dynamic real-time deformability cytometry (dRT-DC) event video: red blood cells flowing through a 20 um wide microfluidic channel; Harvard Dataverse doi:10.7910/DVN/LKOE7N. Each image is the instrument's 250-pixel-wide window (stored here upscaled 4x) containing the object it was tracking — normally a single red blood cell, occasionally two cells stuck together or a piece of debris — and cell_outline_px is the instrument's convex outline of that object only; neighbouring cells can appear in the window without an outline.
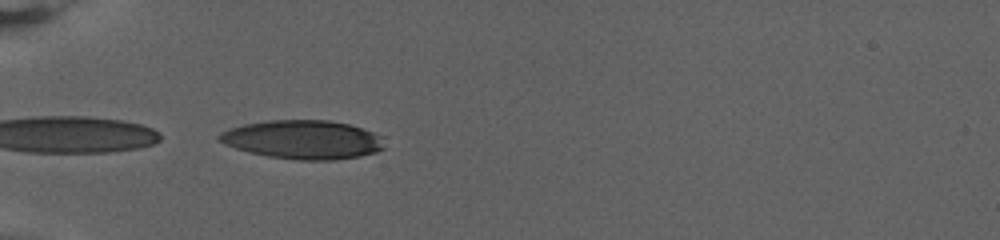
{"species": "human", "species_latin": "Homo sapiens", "temperature_condition": "warm", "stored_images_in_passage": 51, "camera_frame_rate_fps": 3000, "um_per_image_px": 0.085, "donor": {"sex": "female"}, "frame": {"image": 1, "passage_image": 1, "time_ms": 0.0, "image_size_px": [1000, 240], "cell_outline_px": [[384, 148], [376, 152], [360, 156], [336, 160], [300, 160], [268, 156], [248, 152], [224, 144], [216, 136], [220, 132], [244, 124], [268, 120], [328, 120], [348, 124], [384, 136]], "centroid_in_image_um": [25.77, 11.87], "position_along_channel_um": 59.2, "area_um2": 37.34}}
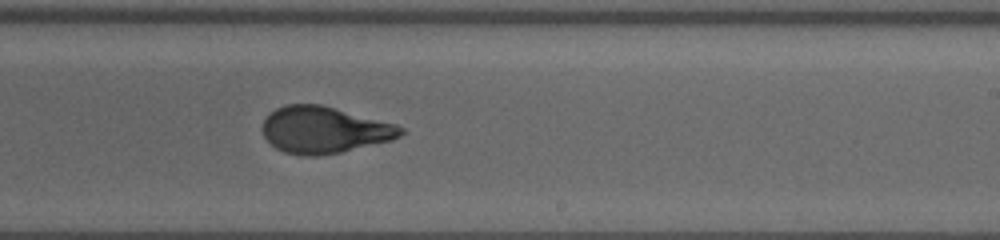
{"frame": {"image": 2, "passage_image": 24, "time_ms": 7.667, "image_size_px": [1000, 240], "cell_outline_px": [[404, 132], [400, 136], [392, 140], [340, 152], [316, 156], [304, 156], [284, 152], [276, 148], [264, 136], [260, 128], [264, 120], [276, 108], [284, 104], [320, 104], [396, 124], [404, 128]], "centroid_in_image_um": [27.54, 11.04], "position_along_channel_um": 261.5, "area_um2": 37.45}}
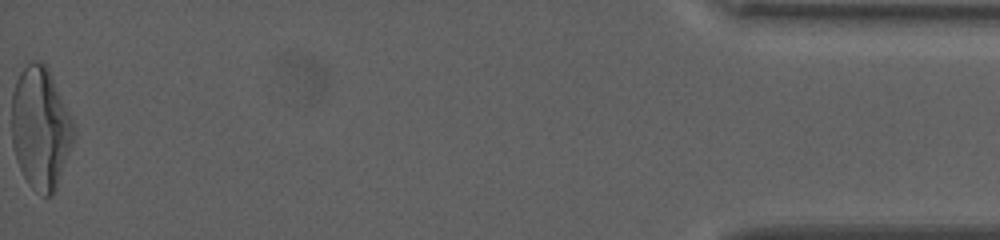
{"frame": {"image": 3, "passage_image": 51, "time_ms": 16.667, "image_size_px": [1000, 240], "cell_outline_px": [[76, 136], [56, 188], [52, 196], [44, 196], [36, 192], [28, 184], [16, 160], [12, 144], [12, 92], [16, 80], [20, 72], [32, 60], [44, 60], [48, 68], [72, 120]], "centroid_in_image_um": [3.44, 10.89], "position_along_channel_um": 431.8, "area_um2": 44.22}, "authors_computed_cell_mechanics": {"area_um2": 37.859, "velocity_mm_per_s": 2.828, "shape_relaxation_time_tau1_ms": 6.3307, "shape_relaxation_time_tau2_ms": 1.41, "deformation_change_tau1": 0.2324, "deformation_change_tau2": 0.0701}}